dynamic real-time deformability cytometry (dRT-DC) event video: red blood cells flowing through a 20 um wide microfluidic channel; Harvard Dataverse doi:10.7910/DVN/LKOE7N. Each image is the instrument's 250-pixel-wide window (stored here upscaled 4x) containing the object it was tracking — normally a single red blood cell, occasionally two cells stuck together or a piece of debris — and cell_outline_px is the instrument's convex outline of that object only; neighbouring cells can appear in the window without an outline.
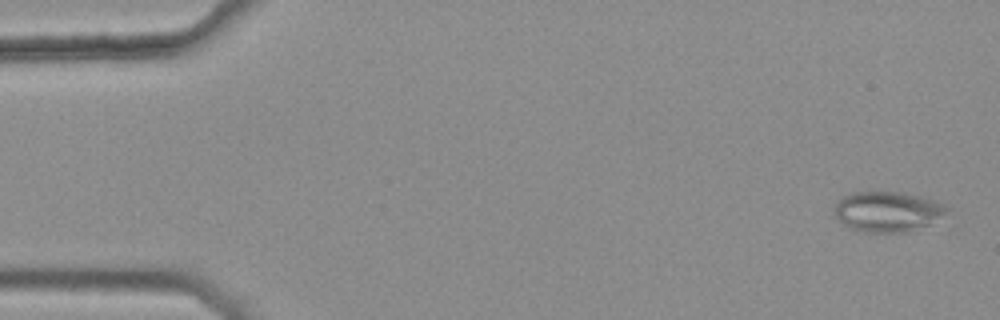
{"species": "common noctule bat (a hibernating species)", "species_latin": "Nyctalus noctula", "temperature_condition": "warm", "stored_images_in_passage": 46, "camera_frame_rate_fps": 3000, "um_per_image_px": 0.085, "animal": {"sex": "female", "body_mass_g": 25.1}, "frame": {"image": 1, "passage_image": 2, "time_ms": 0.333, "image_size_px": [1000, 320], "cell_outline_px": [[948, 208], [944, 212], [928, 224], [908, 232], [856, 232], [844, 224], [836, 216], [832, 208], [836, 200], [852, 192], [868, 188], [904, 192], [936, 200], [948, 204]], "centroid_in_image_um": [75.35, 17.92], "position_along_channel_um": 9.6, "area_um2": 27.22}}
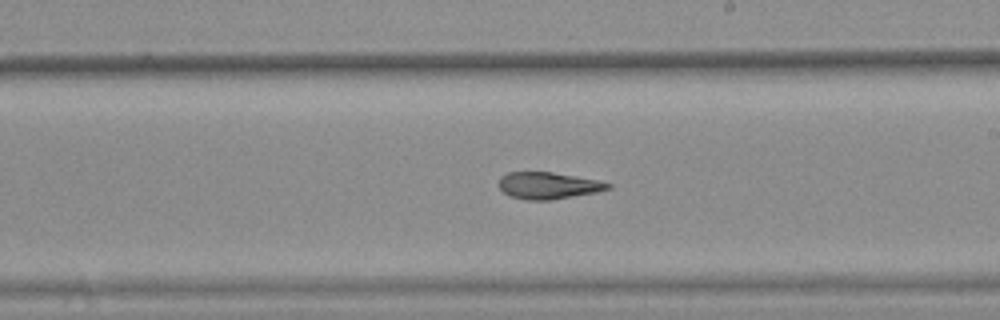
{"frame": {"image": 2, "passage_image": 31, "time_ms": 10.0, "image_size_px": [1000, 320], "cell_outline_px": [[612, 188], [596, 192], [552, 200], [524, 200], [508, 196], [500, 188], [500, 176], [508, 172], [552, 172], [600, 180], [612, 184]], "centroid_in_image_um": [46.61, 15.77], "position_along_channel_um": 242.4, "area_um2": 17.17}}
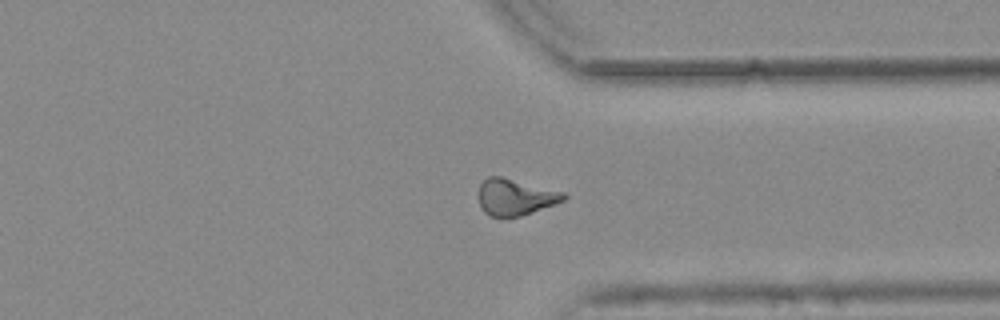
{"frame": {"image": 3, "passage_image": 41, "time_ms": 13.333, "image_size_px": [1000, 320], "cell_outline_px": [[568, 196], [564, 200], [532, 212], [520, 216], [488, 216], [480, 208], [480, 184], [488, 176], [500, 176], [564, 192]], "centroid_in_image_um": [43.79, 16.74], "position_along_channel_um": 367.6, "area_um2": 17.74}, "authors_computed_cell_mechanics": {"area_um2": 18.207, "velocity_mm_per_s": 3.7765, "shape_relaxation_time_tau1_ms": null, "shape_relaxation_time_tau2_ms": 6.4413, "deformation_change_tau1": null, "deformation_change_tau2": 0.121}}